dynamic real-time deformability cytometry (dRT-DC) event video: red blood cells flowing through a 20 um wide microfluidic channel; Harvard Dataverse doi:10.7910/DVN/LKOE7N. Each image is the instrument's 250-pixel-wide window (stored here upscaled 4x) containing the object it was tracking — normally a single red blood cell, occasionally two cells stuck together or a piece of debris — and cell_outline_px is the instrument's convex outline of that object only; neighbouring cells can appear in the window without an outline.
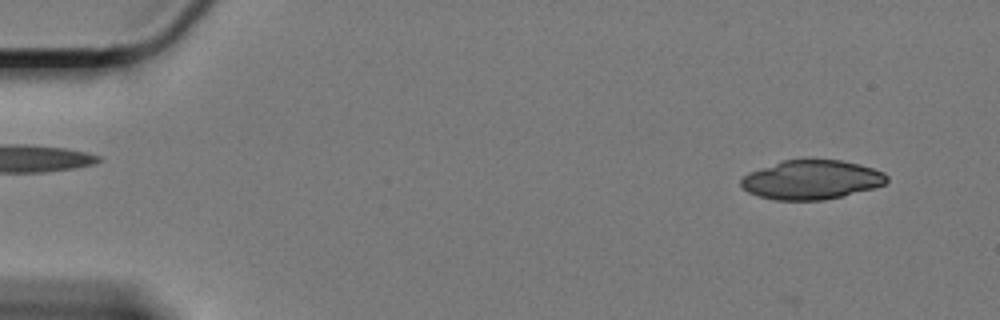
{"species": "Egyptian fruit bat (a non-hibernating species)", "species_latin": "Rousettus aegyptiacus", "temperature_condition": "cold", "stored_images_in_passage": 51, "camera_frame_rate_fps": 3000, "um_per_image_px": 0.085, "animal": {"sex": "female"}, "frame": {"image": 1, "passage_image": 1, "time_ms": 0.0, "image_size_px": [1000, 320], "cell_outline_px": [[888, 180], [884, 184], [872, 188], [824, 200], [776, 200], [760, 196], [748, 192], [740, 184], [740, 180], [748, 172], [784, 160], [840, 160], [860, 164], [884, 172], [888, 176]], "centroid_in_image_um": [68.97, 15.28], "position_along_channel_um": 16.0, "area_um2": 32.95}}